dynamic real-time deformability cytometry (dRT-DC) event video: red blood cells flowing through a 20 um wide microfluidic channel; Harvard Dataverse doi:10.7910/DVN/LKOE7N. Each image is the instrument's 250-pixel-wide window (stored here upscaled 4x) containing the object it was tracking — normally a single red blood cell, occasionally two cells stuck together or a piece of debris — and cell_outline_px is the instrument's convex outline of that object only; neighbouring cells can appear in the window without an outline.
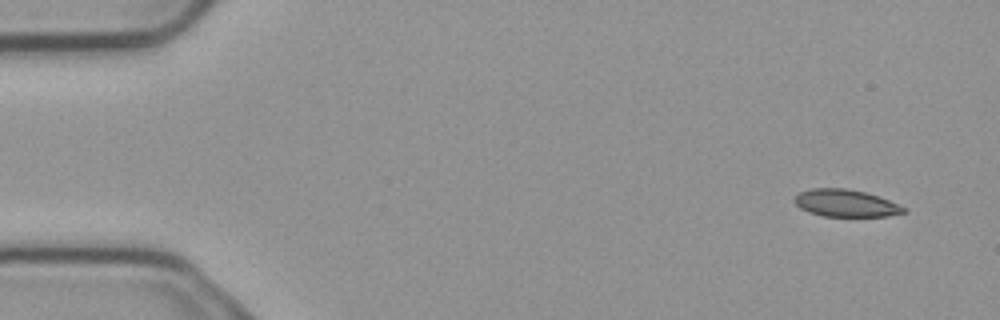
{"species": "common noctule bat (a hibernating species)", "species_latin": "Nyctalus noctula", "temperature_condition": "cold", "stored_images_in_passage": 4, "camera_frame_rate_fps": 3000, "um_per_image_px": 0.085, "animal": {"sex": "male", "body_mass_g": 23.1, "forearm_length_mm": 52.7}, "frame": {"image": 1, "passage_image": 1, "time_ms": 0.0, "image_size_px": [1000, 320], "cell_outline_px": [[908, 212], [888, 216], [824, 216], [808, 212], [800, 208], [792, 200], [800, 192], [812, 188], [844, 188], [864, 192], [880, 196], [908, 208]], "centroid_in_image_um": [71.92, 17.27], "position_along_channel_um": 13.1, "area_um2": 17.46}}
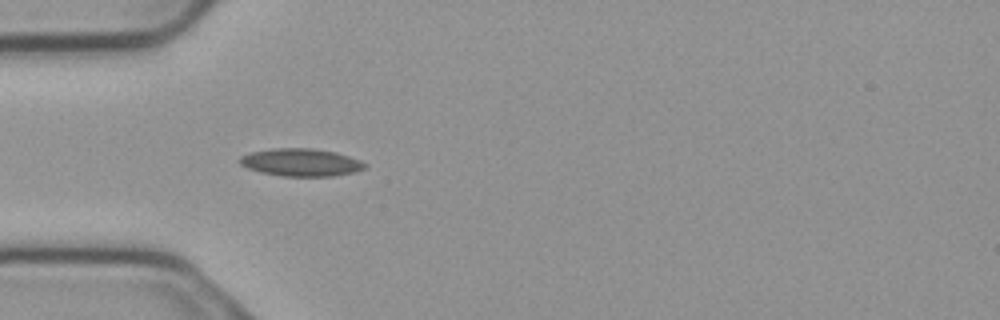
{"frame": {"image": 2, "passage_image": 4, "time_ms": 1.0, "image_size_px": [1000, 320], "cell_outline_px": [[368, 164], [364, 168], [352, 172], [332, 176], [284, 176], [260, 172], [248, 168], [240, 164], [240, 156], [252, 152], [272, 148], [308, 148], [336, 152], [360, 160]], "centroid_in_image_um": [25.57, 13.8], "position_along_channel_um": 59.4, "area_um2": 19.94}}